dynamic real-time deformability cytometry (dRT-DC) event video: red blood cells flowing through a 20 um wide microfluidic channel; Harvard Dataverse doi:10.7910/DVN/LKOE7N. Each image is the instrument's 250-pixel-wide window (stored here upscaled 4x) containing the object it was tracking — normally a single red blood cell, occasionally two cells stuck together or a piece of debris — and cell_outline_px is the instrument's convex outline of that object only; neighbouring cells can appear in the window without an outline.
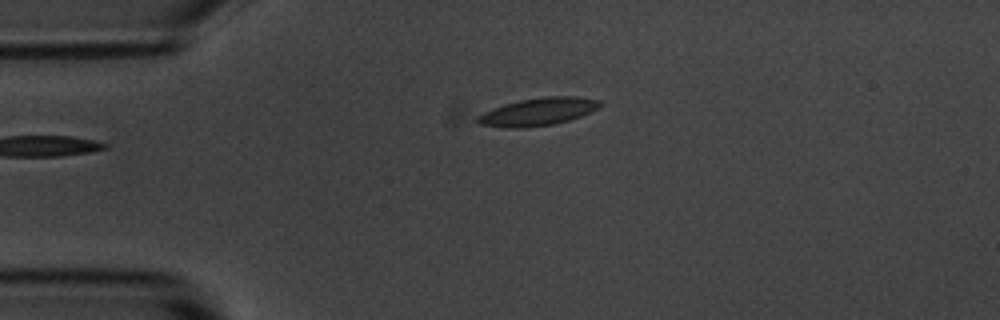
{"species": "common noctule bat (a hibernating species)", "species_latin": "Nyctalus noctula", "temperature_condition": "room temperature", "stored_images_in_passage": 4, "camera_frame_rate_fps": 3000, "um_per_image_px": 0.085, "animal": {"sex": "male", "body_mass_g": 20.1, "forearm_length_mm": 53.5}, "frame": {"image": 1, "passage_image": 4, "time_ms": 4.333, "image_size_px": [1000, 320], "cell_outline_px": [[604, 104], [600, 108], [580, 116], [568, 120], [552, 124], [520, 128], [508, 128], [480, 124], [476, 120], [476, 116], [492, 108], [504, 104], [520, 100], [544, 96], [576, 96], [600, 100]], "centroid_in_image_um": [45.76, 9.48], "position_along_channel_um": 39.2, "area_um2": 19.77}}